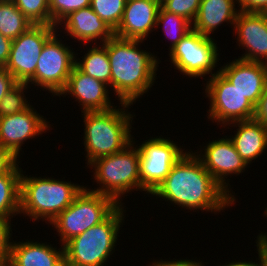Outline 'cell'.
Returning <instances> with one entry per match:
<instances>
[{
    "label": "cell",
    "mask_w": 267,
    "mask_h": 266,
    "mask_svg": "<svg viewBox=\"0 0 267 266\" xmlns=\"http://www.w3.org/2000/svg\"><path fill=\"white\" fill-rule=\"evenodd\" d=\"M215 39L203 36L201 33L191 30L169 52L171 63L175 69L188 77H204L207 74L213 76L219 70L212 73L219 61L218 47Z\"/></svg>",
    "instance_id": "cell-8"
},
{
    "label": "cell",
    "mask_w": 267,
    "mask_h": 266,
    "mask_svg": "<svg viewBox=\"0 0 267 266\" xmlns=\"http://www.w3.org/2000/svg\"><path fill=\"white\" fill-rule=\"evenodd\" d=\"M107 111L83 112L84 146L87 166L98 158L122 151L133 141L131 128L133 115L128 112L130 104L119 103Z\"/></svg>",
    "instance_id": "cell-3"
},
{
    "label": "cell",
    "mask_w": 267,
    "mask_h": 266,
    "mask_svg": "<svg viewBox=\"0 0 267 266\" xmlns=\"http://www.w3.org/2000/svg\"><path fill=\"white\" fill-rule=\"evenodd\" d=\"M259 260V264L258 263H255V262H252V261H238V262H232L229 264L226 263V265H220V266H263L260 259ZM219 266V265H218Z\"/></svg>",
    "instance_id": "cell-40"
},
{
    "label": "cell",
    "mask_w": 267,
    "mask_h": 266,
    "mask_svg": "<svg viewBox=\"0 0 267 266\" xmlns=\"http://www.w3.org/2000/svg\"><path fill=\"white\" fill-rule=\"evenodd\" d=\"M124 212L119 205L104 221L69 240L64 245L65 266H104L115 249Z\"/></svg>",
    "instance_id": "cell-5"
},
{
    "label": "cell",
    "mask_w": 267,
    "mask_h": 266,
    "mask_svg": "<svg viewBox=\"0 0 267 266\" xmlns=\"http://www.w3.org/2000/svg\"><path fill=\"white\" fill-rule=\"evenodd\" d=\"M64 22V23H63ZM62 24L67 36L77 39L79 42H89L97 44V39L100 44L105 43L114 36V31L105 23L91 7L79 9L69 13L64 17L57 27ZM65 27V28H64Z\"/></svg>",
    "instance_id": "cell-19"
},
{
    "label": "cell",
    "mask_w": 267,
    "mask_h": 266,
    "mask_svg": "<svg viewBox=\"0 0 267 266\" xmlns=\"http://www.w3.org/2000/svg\"><path fill=\"white\" fill-rule=\"evenodd\" d=\"M256 246L258 251V258L263 266H267V235L266 233L259 234L256 240Z\"/></svg>",
    "instance_id": "cell-39"
},
{
    "label": "cell",
    "mask_w": 267,
    "mask_h": 266,
    "mask_svg": "<svg viewBox=\"0 0 267 266\" xmlns=\"http://www.w3.org/2000/svg\"><path fill=\"white\" fill-rule=\"evenodd\" d=\"M161 24H163L161 27L163 28L165 35L169 36V39H171L169 51L192 30V24L187 19L175 13L166 11L162 6L158 11L156 29Z\"/></svg>",
    "instance_id": "cell-26"
},
{
    "label": "cell",
    "mask_w": 267,
    "mask_h": 266,
    "mask_svg": "<svg viewBox=\"0 0 267 266\" xmlns=\"http://www.w3.org/2000/svg\"><path fill=\"white\" fill-rule=\"evenodd\" d=\"M33 25L12 0H0V34L13 40Z\"/></svg>",
    "instance_id": "cell-25"
},
{
    "label": "cell",
    "mask_w": 267,
    "mask_h": 266,
    "mask_svg": "<svg viewBox=\"0 0 267 266\" xmlns=\"http://www.w3.org/2000/svg\"><path fill=\"white\" fill-rule=\"evenodd\" d=\"M107 87V84L88 76L74 65L65 88L58 96H73L82 106L81 113L107 111L117 107L112 105Z\"/></svg>",
    "instance_id": "cell-16"
},
{
    "label": "cell",
    "mask_w": 267,
    "mask_h": 266,
    "mask_svg": "<svg viewBox=\"0 0 267 266\" xmlns=\"http://www.w3.org/2000/svg\"><path fill=\"white\" fill-rule=\"evenodd\" d=\"M21 173L20 214L33 221L51 223L82 191L84 186L54 178L27 177Z\"/></svg>",
    "instance_id": "cell-4"
},
{
    "label": "cell",
    "mask_w": 267,
    "mask_h": 266,
    "mask_svg": "<svg viewBox=\"0 0 267 266\" xmlns=\"http://www.w3.org/2000/svg\"><path fill=\"white\" fill-rule=\"evenodd\" d=\"M207 80L205 95L210 99L208 119L224 127L231 122L254 119L255 106L220 72Z\"/></svg>",
    "instance_id": "cell-10"
},
{
    "label": "cell",
    "mask_w": 267,
    "mask_h": 266,
    "mask_svg": "<svg viewBox=\"0 0 267 266\" xmlns=\"http://www.w3.org/2000/svg\"><path fill=\"white\" fill-rule=\"evenodd\" d=\"M90 5L91 0H49L51 26H57L69 13Z\"/></svg>",
    "instance_id": "cell-30"
},
{
    "label": "cell",
    "mask_w": 267,
    "mask_h": 266,
    "mask_svg": "<svg viewBox=\"0 0 267 266\" xmlns=\"http://www.w3.org/2000/svg\"><path fill=\"white\" fill-rule=\"evenodd\" d=\"M231 124L232 127L239 128L230 139L244 162L250 165L267 148V126L255 119L235 121L227 125Z\"/></svg>",
    "instance_id": "cell-21"
},
{
    "label": "cell",
    "mask_w": 267,
    "mask_h": 266,
    "mask_svg": "<svg viewBox=\"0 0 267 266\" xmlns=\"http://www.w3.org/2000/svg\"><path fill=\"white\" fill-rule=\"evenodd\" d=\"M157 0H126L125 9L114 36L122 39L145 40L156 28Z\"/></svg>",
    "instance_id": "cell-17"
},
{
    "label": "cell",
    "mask_w": 267,
    "mask_h": 266,
    "mask_svg": "<svg viewBox=\"0 0 267 266\" xmlns=\"http://www.w3.org/2000/svg\"><path fill=\"white\" fill-rule=\"evenodd\" d=\"M151 195L190 211L200 209L211 213L236 203L205 169L195 151L186 152Z\"/></svg>",
    "instance_id": "cell-1"
},
{
    "label": "cell",
    "mask_w": 267,
    "mask_h": 266,
    "mask_svg": "<svg viewBox=\"0 0 267 266\" xmlns=\"http://www.w3.org/2000/svg\"><path fill=\"white\" fill-rule=\"evenodd\" d=\"M59 29L51 25H33L16 39L4 67L18 83H27L34 75L42 48Z\"/></svg>",
    "instance_id": "cell-12"
},
{
    "label": "cell",
    "mask_w": 267,
    "mask_h": 266,
    "mask_svg": "<svg viewBox=\"0 0 267 266\" xmlns=\"http://www.w3.org/2000/svg\"><path fill=\"white\" fill-rule=\"evenodd\" d=\"M17 160L9 149L0 145V174L10 171L18 163Z\"/></svg>",
    "instance_id": "cell-34"
},
{
    "label": "cell",
    "mask_w": 267,
    "mask_h": 266,
    "mask_svg": "<svg viewBox=\"0 0 267 266\" xmlns=\"http://www.w3.org/2000/svg\"><path fill=\"white\" fill-rule=\"evenodd\" d=\"M11 220L0 217V259H8L12 242Z\"/></svg>",
    "instance_id": "cell-32"
},
{
    "label": "cell",
    "mask_w": 267,
    "mask_h": 266,
    "mask_svg": "<svg viewBox=\"0 0 267 266\" xmlns=\"http://www.w3.org/2000/svg\"><path fill=\"white\" fill-rule=\"evenodd\" d=\"M12 39L0 34V67H5L11 51Z\"/></svg>",
    "instance_id": "cell-37"
},
{
    "label": "cell",
    "mask_w": 267,
    "mask_h": 266,
    "mask_svg": "<svg viewBox=\"0 0 267 266\" xmlns=\"http://www.w3.org/2000/svg\"><path fill=\"white\" fill-rule=\"evenodd\" d=\"M200 3L201 0H167L161 6L168 12L184 17L192 24Z\"/></svg>",
    "instance_id": "cell-31"
},
{
    "label": "cell",
    "mask_w": 267,
    "mask_h": 266,
    "mask_svg": "<svg viewBox=\"0 0 267 266\" xmlns=\"http://www.w3.org/2000/svg\"><path fill=\"white\" fill-rule=\"evenodd\" d=\"M133 144L135 141L122 151L98 158L89 165L95 171L93 177L101 187L91 191L107 195L119 205L123 204L120 199L125 196V193L133 190L141 191L139 148L134 147Z\"/></svg>",
    "instance_id": "cell-6"
},
{
    "label": "cell",
    "mask_w": 267,
    "mask_h": 266,
    "mask_svg": "<svg viewBox=\"0 0 267 266\" xmlns=\"http://www.w3.org/2000/svg\"><path fill=\"white\" fill-rule=\"evenodd\" d=\"M148 266H204V264H202V261H198V260H188L187 258L186 259H180V260H170V261H153L152 262V265H148Z\"/></svg>",
    "instance_id": "cell-38"
},
{
    "label": "cell",
    "mask_w": 267,
    "mask_h": 266,
    "mask_svg": "<svg viewBox=\"0 0 267 266\" xmlns=\"http://www.w3.org/2000/svg\"><path fill=\"white\" fill-rule=\"evenodd\" d=\"M48 123L33 106L26 111L0 117V145L19 158L24 141L45 133L51 127Z\"/></svg>",
    "instance_id": "cell-14"
},
{
    "label": "cell",
    "mask_w": 267,
    "mask_h": 266,
    "mask_svg": "<svg viewBox=\"0 0 267 266\" xmlns=\"http://www.w3.org/2000/svg\"><path fill=\"white\" fill-rule=\"evenodd\" d=\"M139 148L141 191L151 194L170 173L173 165L186 153L173 140L154 137L143 141Z\"/></svg>",
    "instance_id": "cell-11"
},
{
    "label": "cell",
    "mask_w": 267,
    "mask_h": 266,
    "mask_svg": "<svg viewBox=\"0 0 267 266\" xmlns=\"http://www.w3.org/2000/svg\"><path fill=\"white\" fill-rule=\"evenodd\" d=\"M254 119L267 126V82L263 94L261 95L259 102L255 107Z\"/></svg>",
    "instance_id": "cell-36"
},
{
    "label": "cell",
    "mask_w": 267,
    "mask_h": 266,
    "mask_svg": "<svg viewBox=\"0 0 267 266\" xmlns=\"http://www.w3.org/2000/svg\"><path fill=\"white\" fill-rule=\"evenodd\" d=\"M157 1L159 2L160 5H162L167 0H157Z\"/></svg>",
    "instance_id": "cell-42"
},
{
    "label": "cell",
    "mask_w": 267,
    "mask_h": 266,
    "mask_svg": "<svg viewBox=\"0 0 267 266\" xmlns=\"http://www.w3.org/2000/svg\"><path fill=\"white\" fill-rule=\"evenodd\" d=\"M53 248L47 243L26 240L12 242L8 266H65L64 246Z\"/></svg>",
    "instance_id": "cell-20"
},
{
    "label": "cell",
    "mask_w": 267,
    "mask_h": 266,
    "mask_svg": "<svg viewBox=\"0 0 267 266\" xmlns=\"http://www.w3.org/2000/svg\"><path fill=\"white\" fill-rule=\"evenodd\" d=\"M94 45L88 49L82 60L75 57V65L88 76L104 82L111 88V65L107 53V41L100 46Z\"/></svg>",
    "instance_id": "cell-24"
},
{
    "label": "cell",
    "mask_w": 267,
    "mask_h": 266,
    "mask_svg": "<svg viewBox=\"0 0 267 266\" xmlns=\"http://www.w3.org/2000/svg\"><path fill=\"white\" fill-rule=\"evenodd\" d=\"M56 31L42 48L36 65L35 75L27 82L42 87L58 96L65 88L75 65V51L59 40Z\"/></svg>",
    "instance_id": "cell-9"
},
{
    "label": "cell",
    "mask_w": 267,
    "mask_h": 266,
    "mask_svg": "<svg viewBox=\"0 0 267 266\" xmlns=\"http://www.w3.org/2000/svg\"><path fill=\"white\" fill-rule=\"evenodd\" d=\"M233 30L246 51L239 59L267 64V13L239 11Z\"/></svg>",
    "instance_id": "cell-15"
},
{
    "label": "cell",
    "mask_w": 267,
    "mask_h": 266,
    "mask_svg": "<svg viewBox=\"0 0 267 266\" xmlns=\"http://www.w3.org/2000/svg\"><path fill=\"white\" fill-rule=\"evenodd\" d=\"M18 162L10 171L0 174V217L20 214L21 173Z\"/></svg>",
    "instance_id": "cell-23"
},
{
    "label": "cell",
    "mask_w": 267,
    "mask_h": 266,
    "mask_svg": "<svg viewBox=\"0 0 267 266\" xmlns=\"http://www.w3.org/2000/svg\"><path fill=\"white\" fill-rule=\"evenodd\" d=\"M126 0H91L92 10L114 31L123 16Z\"/></svg>",
    "instance_id": "cell-28"
},
{
    "label": "cell",
    "mask_w": 267,
    "mask_h": 266,
    "mask_svg": "<svg viewBox=\"0 0 267 266\" xmlns=\"http://www.w3.org/2000/svg\"><path fill=\"white\" fill-rule=\"evenodd\" d=\"M30 85L27 83H17L0 101V117L13 115L22 111H26L31 107L28 103L25 89L28 90Z\"/></svg>",
    "instance_id": "cell-27"
},
{
    "label": "cell",
    "mask_w": 267,
    "mask_h": 266,
    "mask_svg": "<svg viewBox=\"0 0 267 266\" xmlns=\"http://www.w3.org/2000/svg\"><path fill=\"white\" fill-rule=\"evenodd\" d=\"M34 25H51L49 0H12Z\"/></svg>",
    "instance_id": "cell-29"
},
{
    "label": "cell",
    "mask_w": 267,
    "mask_h": 266,
    "mask_svg": "<svg viewBox=\"0 0 267 266\" xmlns=\"http://www.w3.org/2000/svg\"><path fill=\"white\" fill-rule=\"evenodd\" d=\"M7 261L8 259H0V266H8Z\"/></svg>",
    "instance_id": "cell-41"
},
{
    "label": "cell",
    "mask_w": 267,
    "mask_h": 266,
    "mask_svg": "<svg viewBox=\"0 0 267 266\" xmlns=\"http://www.w3.org/2000/svg\"><path fill=\"white\" fill-rule=\"evenodd\" d=\"M224 137L226 138L211 142L209 141V143L204 146V154L200 149L201 153L199 154L197 151L196 156L201 160L205 169L223 187V189L236 199L235 196L230 193L231 189L228 187L230 184L226 182L225 178L230 174L239 175L246 170L245 168L248 167V165L238 154L231 139L227 136Z\"/></svg>",
    "instance_id": "cell-13"
},
{
    "label": "cell",
    "mask_w": 267,
    "mask_h": 266,
    "mask_svg": "<svg viewBox=\"0 0 267 266\" xmlns=\"http://www.w3.org/2000/svg\"><path fill=\"white\" fill-rule=\"evenodd\" d=\"M219 72L257 106L267 82V64L238 58L222 66Z\"/></svg>",
    "instance_id": "cell-18"
},
{
    "label": "cell",
    "mask_w": 267,
    "mask_h": 266,
    "mask_svg": "<svg viewBox=\"0 0 267 266\" xmlns=\"http://www.w3.org/2000/svg\"><path fill=\"white\" fill-rule=\"evenodd\" d=\"M139 43H143V40L122 39L116 36L107 41L111 89L116 97L118 96L120 103H136L137 98L148 92L157 77L159 59L150 51L141 50Z\"/></svg>",
    "instance_id": "cell-2"
},
{
    "label": "cell",
    "mask_w": 267,
    "mask_h": 266,
    "mask_svg": "<svg viewBox=\"0 0 267 266\" xmlns=\"http://www.w3.org/2000/svg\"><path fill=\"white\" fill-rule=\"evenodd\" d=\"M119 204L107 195L84 187L74 201L51 223L60 236L61 246L104 221Z\"/></svg>",
    "instance_id": "cell-7"
},
{
    "label": "cell",
    "mask_w": 267,
    "mask_h": 266,
    "mask_svg": "<svg viewBox=\"0 0 267 266\" xmlns=\"http://www.w3.org/2000/svg\"><path fill=\"white\" fill-rule=\"evenodd\" d=\"M239 11L249 13H267V0H238Z\"/></svg>",
    "instance_id": "cell-33"
},
{
    "label": "cell",
    "mask_w": 267,
    "mask_h": 266,
    "mask_svg": "<svg viewBox=\"0 0 267 266\" xmlns=\"http://www.w3.org/2000/svg\"><path fill=\"white\" fill-rule=\"evenodd\" d=\"M236 1L238 0H201L192 30L210 38L211 33L213 34L223 22L234 27L239 13L235 8L238 3Z\"/></svg>",
    "instance_id": "cell-22"
},
{
    "label": "cell",
    "mask_w": 267,
    "mask_h": 266,
    "mask_svg": "<svg viewBox=\"0 0 267 266\" xmlns=\"http://www.w3.org/2000/svg\"><path fill=\"white\" fill-rule=\"evenodd\" d=\"M264 211H265L264 216L267 217V207H266V210H264Z\"/></svg>",
    "instance_id": "cell-43"
},
{
    "label": "cell",
    "mask_w": 267,
    "mask_h": 266,
    "mask_svg": "<svg viewBox=\"0 0 267 266\" xmlns=\"http://www.w3.org/2000/svg\"><path fill=\"white\" fill-rule=\"evenodd\" d=\"M17 83L15 78L4 67H0V101Z\"/></svg>",
    "instance_id": "cell-35"
}]
</instances>
